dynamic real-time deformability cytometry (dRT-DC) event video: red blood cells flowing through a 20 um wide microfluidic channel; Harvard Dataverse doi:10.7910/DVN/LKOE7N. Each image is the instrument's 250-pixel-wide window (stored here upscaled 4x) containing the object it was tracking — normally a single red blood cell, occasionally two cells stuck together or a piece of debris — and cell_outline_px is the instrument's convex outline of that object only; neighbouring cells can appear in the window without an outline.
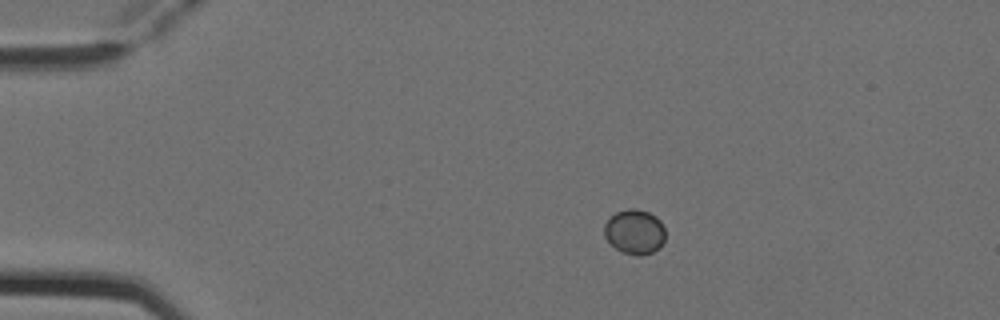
{"species": "Egyptian fruit bat (a non-hibernating species)", "species_latin": "Rousettus aegyptiacus", "temperature_condition": "cold", "stored_images_in_passage": 6, "camera_frame_rate_fps": 3000, "um_per_image_px": 0.085, "animal": {"sex": "female"}, "frame": {"image": 1, "passage_image": 2, "time_ms": 0.333, "image_size_px": [1000, 320], "cell_outline_px": [[664, 240], [660, 248], [652, 252], [640, 256], [636, 256], [620, 252], [604, 236], [604, 224], [616, 212], [628, 208], [636, 208], [648, 212], [656, 216], [660, 220], [664, 228]], "centroid_in_image_um": [53.95, 19.71], "position_along_channel_um": 31.1, "area_um2": 16.01}}
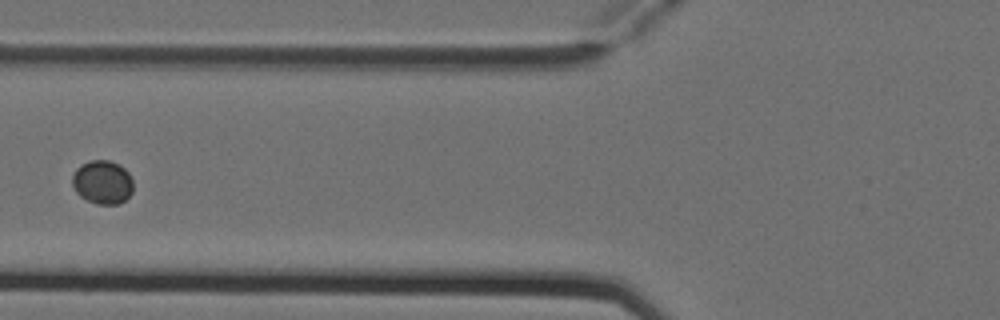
{"frame": {"image": 2, "passage_image": 5, "time_ms": 1.333, "image_size_px": [1000, 320], "cell_outline_px": [[132, 192], [120, 204], [96, 204], [80, 196], [76, 192], [72, 184], [72, 176], [76, 168], [80, 164], [92, 160], [108, 160], [120, 164], [128, 172], [132, 180]], "centroid_in_image_um": [8.7, 15.47], "position_along_channel_um": 117.1, "area_um2": 15.55}}
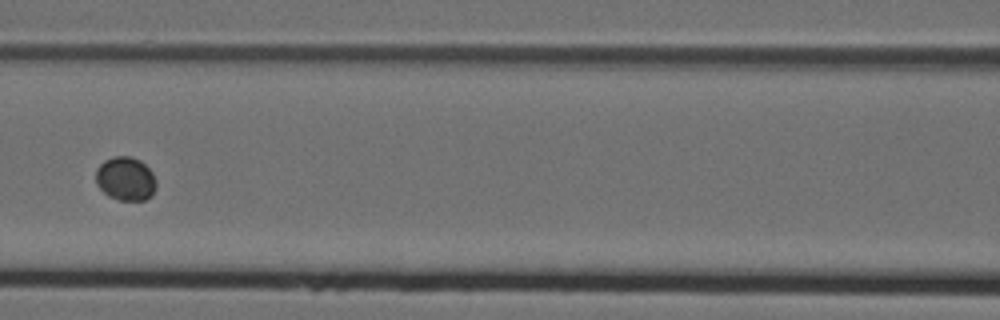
{"frame": {"image": 3, "passage_image": 6, "time_ms": 1.667, "image_size_px": [1000, 320], "cell_outline_px": [[156, 188], [152, 196], [144, 200], [120, 200], [108, 196], [96, 184], [96, 168], [104, 160], [112, 156], [132, 156], [140, 160], [152, 172], [156, 180]], "centroid_in_image_um": [10.68, 15.18], "position_along_channel_um": 155.9, "area_um2": 15.55}}